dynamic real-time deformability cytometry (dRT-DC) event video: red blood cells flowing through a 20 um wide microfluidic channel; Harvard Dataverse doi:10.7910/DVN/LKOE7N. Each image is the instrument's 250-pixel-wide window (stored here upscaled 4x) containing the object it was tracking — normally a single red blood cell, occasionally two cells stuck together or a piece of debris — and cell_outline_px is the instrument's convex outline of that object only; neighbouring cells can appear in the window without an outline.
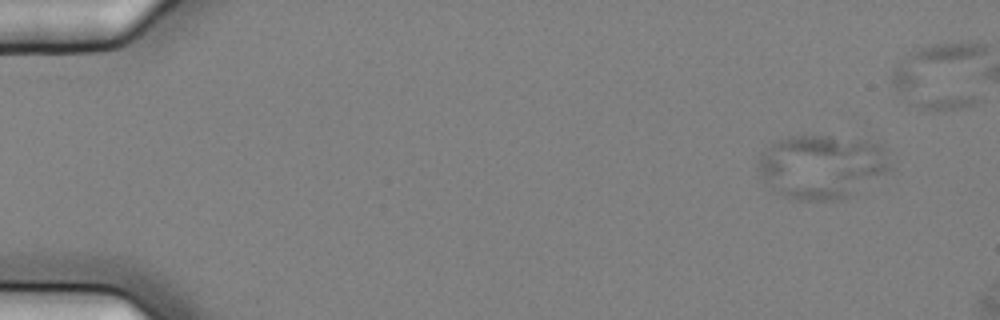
{"species": "common noctule bat (a hibernating species)", "species_latin": "Nyctalus noctula", "temperature_condition": "cold", "stored_images_in_passage": 5, "camera_frame_rate_fps": 3000, "um_per_image_px": 0.085, "animal": {"sex": "female", "body_mass_g": 25.1}, "frame": {"image": 1, "passage_image": 1, "time_ms": 0.0, "image_size_px": [1000, 320], "cell_outline_px": [[896, 168], [856, 192], [840, 200], [792, 200], [780, 192], [764, 180], [760, 172], [760, 156], [776, 140], [788, 136], [860, 136], [880, 140], [884, 144]], "centroid_in_image_um": [70.05, 14.1], "position_along_channel_um": 15.0, "area_um2": 50.23}}